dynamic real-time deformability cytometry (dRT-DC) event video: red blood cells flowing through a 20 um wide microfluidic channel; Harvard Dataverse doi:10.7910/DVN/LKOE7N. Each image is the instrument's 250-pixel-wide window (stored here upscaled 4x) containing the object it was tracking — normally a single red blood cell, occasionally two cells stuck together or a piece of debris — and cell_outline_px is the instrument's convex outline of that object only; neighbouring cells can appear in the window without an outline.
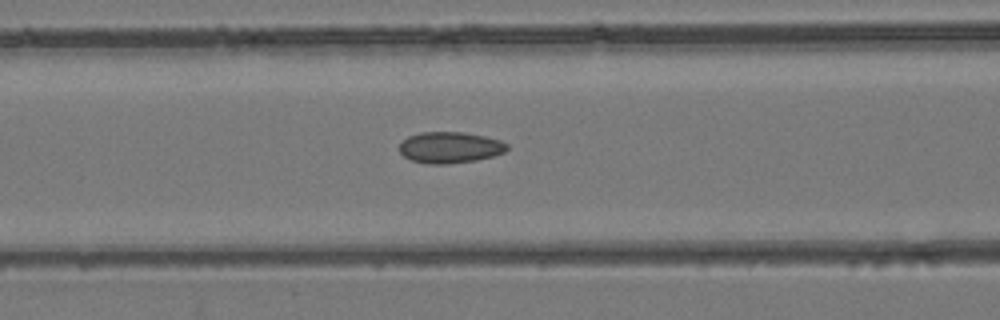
{"species": "common noctule bat (a hibernating species)", "species_latin": "Nyctalus noctula", "temperature_condition": "room temperature", "stored_images_in_passage": 44, "camera_frame_rate_fps": 3000, "um_per_image_px": 0.085, "animal": {"sex": "female", "body_mass_g": 24.6, "forearm_length_mm": 56.2}, "frame": {"image": 1, "passage_image": 18, "time_ms": 5.667, "image_size_px": [1000, 320], "cell_outline_px": [[508, 148], [504, 152], [492, 156], [476, 160], [444, 164], [428, 164], [412, 160], [404, 156], [400, 152], [400, 144], [408, 136], [420, 132], [464, 132], [484, 136], [500, 140], [508, 144]], "centroid_in_image_um": [38.25, 12.53], "position_along_channel_um": 128.4, "area_um2": 19.48}}
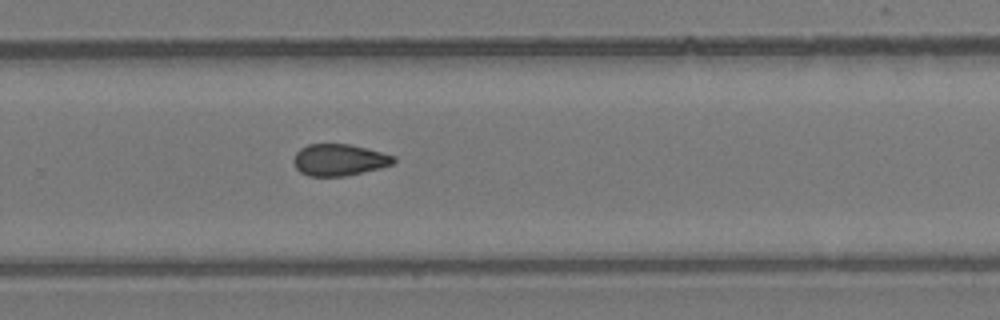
{"frame": {"image": 2, "passage_image": 29, "time_ms": 9.333, "image_size_px": [1000, 320], "cell_outline_px": [[396, 160], [392, 164], [380, 168], [344, 176], [308, 176], [300, 172], [296, 168], [292, 160], [296, 152], [300, 148], [308, 144], [348, 144], [396, 156]], "centroid_in_image_um": [28.79, 13.59], "position_along_channel_um": 301.0, "area_um2": 18.38}}
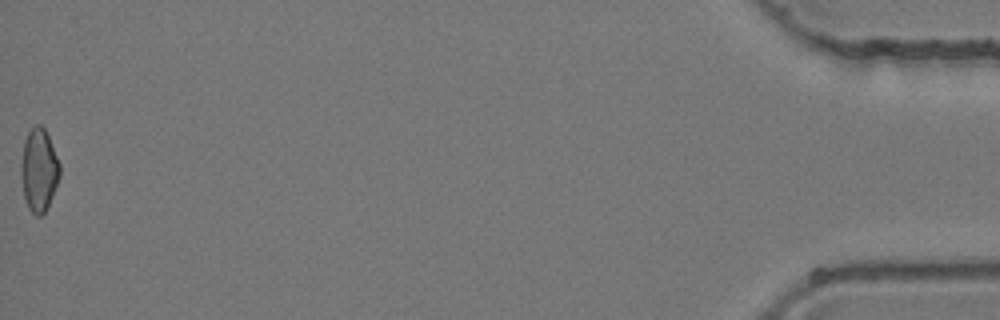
{"frame": {"image": 3, "passage_image": 44, "time_ms": 14.333, "image_size_px": [1000, 320], "cell_outline_px": [[60, 176], [52, 196], [44, 212], [40, 216], [36, 216], [28, 208], [24, 196], [20, 172], [20, 164], [24, 140], [28, 132], [36, 124], [40, 124], [44, 128], [48, 136], [60, 164]], "centroid_in_image_um": [3.29, 14.44], "position_along_channel_um": 431.9, "area_um2": 18.61}}